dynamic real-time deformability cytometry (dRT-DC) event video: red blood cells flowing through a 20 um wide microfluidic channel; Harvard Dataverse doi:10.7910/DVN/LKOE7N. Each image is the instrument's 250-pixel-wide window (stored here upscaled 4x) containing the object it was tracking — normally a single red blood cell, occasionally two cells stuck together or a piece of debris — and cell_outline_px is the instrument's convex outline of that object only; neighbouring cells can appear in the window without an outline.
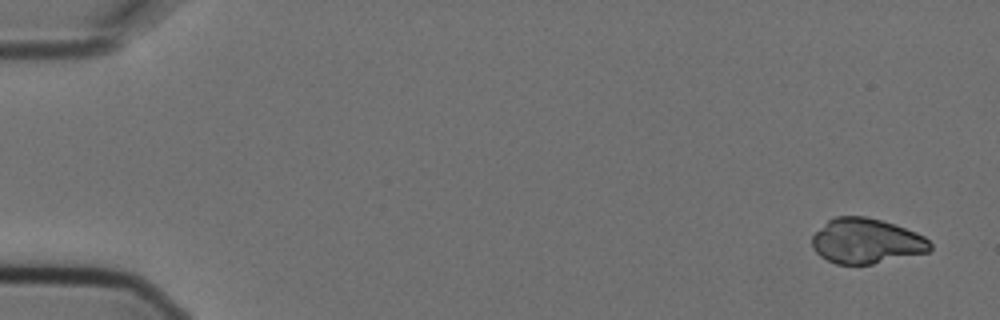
{"species": "Egyptian fruit bat (a non-hibernating species)", "species_latin": "Rousettus aegyptiacus", "temperature_condition": "cold", "stored_images_in_passage": 6, "camera_frame_rate_fps": 3000, "um_per_image_px": 0.085, "animal": {"sex": "female"}, "frame": {"image": 1, "passage_image": 1, "time_ms": 0.0, "image_size_px": [1000, 320], "cell_outline_px": [[932, 248], [928, 252], [872, 264], [836, 264], [820, 256], [816, 252], [812, 244], [812, 236], [828, 220], [836, 216], [864, 216], [880, 220], [916, 232], [924, 236], [932, 244]], "centroid_in_image_um": [73.63, 20.49], "position_along_channel_um": 11.4, "area_um2": 30.81}}
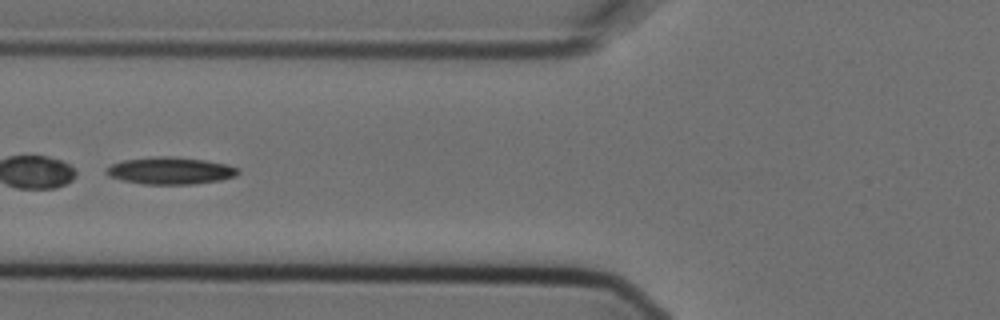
{"frame": {"image": 2, "passage_image": 6, "time_ms": 1.667, "image_size_px": [1000, 320], "cell_outline_px": [[240, 172], [236, 176], [220, 180], [192, 184], [144, 184], [124, 180], [108, 176], [104, 172], [112, 164], [124, 160], [156, 156], [176, 156], [204, 160], [228, 164], [240, 168]], "centroid_in_image_um": [14.52, 14.5], "position_along_channel_um": 111.3, "area_um2": 20.87}}